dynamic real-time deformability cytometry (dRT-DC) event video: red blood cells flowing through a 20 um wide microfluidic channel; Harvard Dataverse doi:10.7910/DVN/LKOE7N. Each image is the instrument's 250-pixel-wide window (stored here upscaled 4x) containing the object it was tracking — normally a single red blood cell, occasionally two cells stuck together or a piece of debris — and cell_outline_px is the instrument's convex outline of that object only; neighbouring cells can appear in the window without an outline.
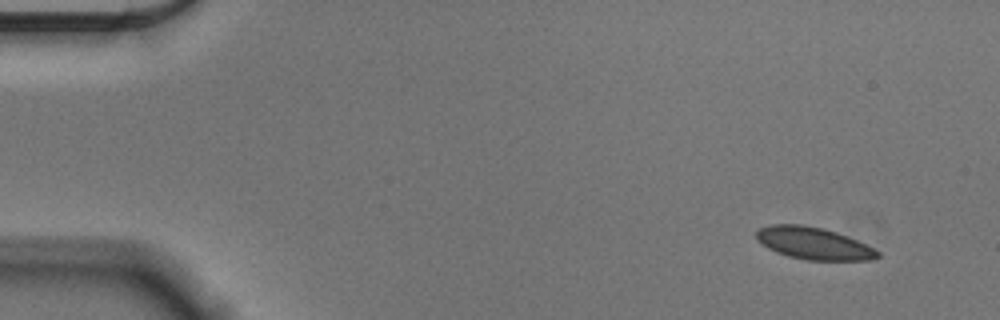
{"species": "Egyptian fruit bat (a non-hibernating species)", "species_latin": "Rousettus aegyptiacus", "temperature_condition": "cold", "stored_images_in_passage": 52, "camera_frame_rate_fps": 3000, "um_per_image_px": 0.085, "animal": {"sex": "male"}, "frame": {"image": 1, "passage_image": 1, "time_ms": 0.0, "image_size_px": [1000, 320], "cell_outline_px": [[880, 256], [872, 260], [808, 260], [788, 256], [776, 252], [768, 248], [756, 236], [756, 232], [760, 228], [772, 224], [800, 224], [824, 228], [836, 232], [856, 240], [880, 252]], "centroid_in_image_um": [69.16, 20.68], "position_along_channel_um": 15.8, "area_um2": 22.43}}
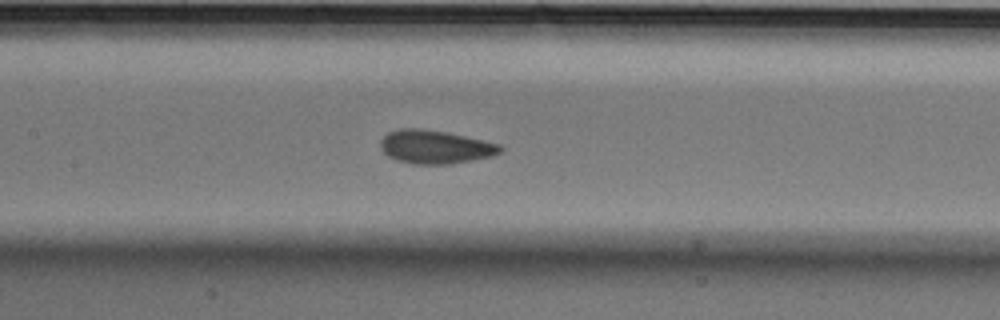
{"frame": {"image": 2, "passage_image": 23, "time_ms": 7.333, "image_size_px": [1000, 320], "cell_outline_px": [[504, 148], [500, 152], [492, 156], [452, 164], [412, 164], [396, 160], [388, 156], [380, 148], [380, 140], [388, 132], [400, 128], [420, 128], [448, 132], [500, 144]], "centroid_in_image_um": [36.98, 12.48], "position_along_channel_um": 170.4, "area_um2": 23.52}}
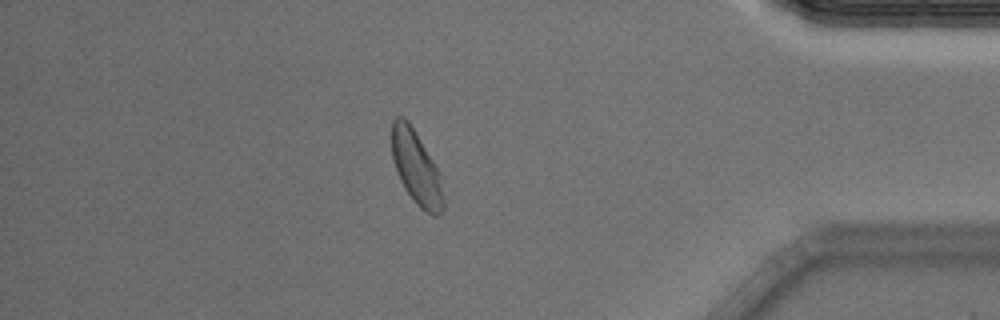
{"frame": {"image": 3, "passage_image": 45, "time_ms": 14.667, "image_size_px": [1000, 320], "cell_outline_px": [[444, 212], [436, 216], [432, 216], [420, 208], [416, 204], [404, 188], [396, 172], [392, 160], [392, 120], [396, 116], [404, 116], [408, 120], [432, 160], [440, 176], [444, 196]], "centroid_in_image_um": [35.38, 14.29], "position_along_channel_um": 399.8, "area_um2": 22.25}, "authors_computed_cell_mechanics": {"area_um2": 22.9466, "velocity_mm_per_s": 3.5944, "shape_relaxation_time_tau1_ms": 4.789, "shape_relaxation_time_tau2_ms": 0.6172, "deformation_change_tau1": 0.112, "deformation_change_tau2": 0.0533}}